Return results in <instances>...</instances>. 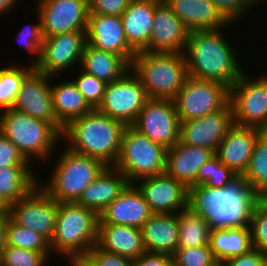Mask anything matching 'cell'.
I'll return each instance as SVG.
<instances>
[{"label":"cell","instance_id":"6da1fadb","mask_svg":"<svg viewBox=\"0 0 267 266\" xmlns=\"http://www.w3.org/2000/svg\"><path fill=\"white\" fill-rule=\"evenodd\" d=\"M257 200L241 178L221 188L188 187V207L200 214L211 229L249 226L251 210Z\"/></svg>","mask_w":267,"mask_h":266},{"label":"cell","instance_id":"7a4b0ae2","mask_svg":"<svg viewBox=\"0 0 267 266\" xmlns=\"http://www.w3.org/2000/svg\"><path fill=\"white\" fill-rule=\"evenodd\" d=\"M222 29L191 31L184 55L188 76L217 81L230 88L244 71Z\"/></svg>","mask_w":267,"mask_h":266},{"label":"cell","instance_id":"3957f363","mask_svg":"<svg viewBox=\"0 0 267 266\" xmlns=\"http://www.w3.org/2000/svg\"><path fill=\"white\" fill-rule=\"evenodd\" d=\"M126 125L93 109L64 127L62 140L70 150L114 166L120 154Z\"/></svg>","mask_w":267,"mask_h":266},{"label":"cell","instance_id":"277c9868","mask_svg":"<svg viewBox=\"0 0 267 266\" xmlns=\"http://www.w3.org/2000/svg\"><path fill=\"white\" fill-rule=\"evenodd\" d=\"M130 70L151 99L173 100L188 77L184 53L139 51Z\"/></svg>","mask_w":267,"mask_h":266},{"label":"cell","instance_id":"5b68a950","mask_svg":"<svg viewBox=\"0 0 267 266\" xmlns=\"http://www.w3.org/2000/svg\"><path fill=\"white\" fill-rule=\"evenodd\" d=\"M0 132L30 164L36 157V160H50L62 140V135L51 124L12 108L0 113Z\"/></svg>","mask_w":267,"mask_h":266},{"label":"cell","instance_id":"8992f818","mask_svg":"<svg viewBox=\"0 0 267 266\" xmlns=\"http://www.w3.org/2000/svg\"><path fill=\"white\" fill-rule=\"evenodd\" d=\"M99 215L71 202H59L50 250L65 258L88 254L97 243Z\"/></svg>","mask_w":267,"mask_h":266},{"label":"cell","instance_id":"52a82bcc","mask_svg":"<svg viewBox=\"0 0 267 266\" xmlns=\"http://www.w3.org/2000/svg\"><path fill=\"white\" fill-rule=\"evenodd\" d=\"M61 152L48 184L40 187L58 203H75L106 165L97 158L76 153L66 146Z\"/></svg>","mask_w":267,"mask_h":266},{"label":"cell","instance_id":"ba28073f","mask_svg":"<svg viewBox=\"0 0 267 266\" xmlns=\"http://www.w3.org/2000/svg\"><path fill=\"white\" fill-rule=\"evenodd\" d=\"M167 149L150 140L133 126H126L120 154L114 167L121 171L130 184L137 180L163 174Z\"/></svg>","mask_w":267,"mask_h":266},{"label":"cell","instance_id":"9c48e42d","mask_svg":"<svg viewBox=\"0 0 267 266\" xmlns=\"http://www.w3.org/2000/svg\"><path fill=\"white\" fill-rule=\"evenodd\" d=\"M234 124L267 131V75L248 77L246 71L229 88Z\"/></svg>","mask_w":267,"mask_h":266},{"label":"cell","instance_id":"30bf717a","mask_svg":"<svg viewBox=\"0 0 267 266\" xmlns=\"http://www.w3.org/2000/svg\"><path fill=\"white\" fill-rule=\"evenodd\" d=\"M173 102L181 122L197 119L223 109L229 103V88L188 76Z\"/></svg>","mask_w":267,"mask_h":266},{"label":"cell","instance_id":"8fae6325","mask_svg":"<svg viewBox=\"0 0 267 266\" xmlns=\"http://www.w3.org/2000/svg\"><path fill=\"white\" fill-rule=\"evenodd\" d=\"M148 99L139 78L129 70L120 79L107 83L96 110L126 126H132Z\"/></svg>","mask_w":267,"mask_h":266},{"label":"cell","instance_id":"7c38bea8","mask_svg":"<svg viewBox=\"0 0 267 266\" xmlns=\"http://www.w3.org/2000/svg\"><path fill=\"white\" fill-rule=\"evenodd\" d=\"M57 209L58 202L37 184L26 196L10 205L9 218L21 227L34 230L50 243Z\"/></svg>","mask_w":267,"mask_h":266},{"label":"cell","instance_id":"4fadbf2b","mask_svg":"<svg viewBox=\"0 0 267 266\" xmlns=\"http://www.w3.org/2000/svg\"><path fill=\"white\" fill-rule=\"evenodd\" d=\"M132 126L166 149L180 140L181 121L171 99L149 98Z\"/></svg>","mask_w":267,"mask_h":266},{"label":"cell","instance_id":"5bb4252c","mask_svg":"<svg viewBox=\"0 0 267 266\" xmlns=\"http://www.w3.org/2000/svg\"><path fill=\"white\" fill-rule=\"evenodd\" d=\"M36 4L44 37L86 31L88 0H38Z\"/></svg>","mask_w":267,"mask_h":266},{"label":"cell","instance_id":"9a60e30c","mask_svg":"<svg viewBox=\"0 0 267 266\" xmlns=\"http://www.w3.org/2000/svg\"><path fill=\"white\" fill-rule=\"evenodd\" d=\"M35 68L24 78L12 109L51 124L61 135L64 128L58 123L52 102L51 79Z\"/></svg>","mask_w":267,"mask_h":266},{"label":"cell","instance_id":"2e32d148","mask_svg":"<svg viewBox=\"0 0 267 266\" xmlns=\"http://www.w3.org/2000/svg\"><path fill=\"white\" fill-rule=\"evenodd\" d=\"M86 44V31H75L44 37L40 60L34 65L37 71L57 76L72 65L81 64Z\"/></svg>","mask_w":267,"mask_h":266},{"label":"cell","instance_id":"e0dca14e","mask_svg":"<svg viewBox=\"0 0 267 266\" xmlns=\"http://www.w3.org/2000/svg\"><path fill=\"white\" fill-rule=\"evenodd\" d=\"M136 182L152 214H177L188 206V188L165 173Z\"/></svg>","mask_w":267,"mask_h":266},{"label":"cell","instance_id":"ac0fdd59","mask_svg":"<svg viewBox=\"0 0 267 266\" xmlns=\"http://www.w3.org/2000/svg\"><path fill=\"white\" fill-rule=\"evenodd\" d=\"M233 125V111L228 103L213 114L181 122L180 141L186 145L209 148L216 153L219 144Z\"/></svg>","mask_w":267,"mask_h":266},{"label":"cell","instance_id":"d6986e66","mask_svg":"<svg viewBox=\"0 0 267 266\" xmlns=\"http://www.w3.org/2000/svg\"><path fill=\"white\" fill-rule=\"evenodd\" d=\"M86 43L97 49L121 56L129 65L136 52L127 42L121 16H107L89 12Z\"/></svg>","mask_w":267,"mask_h":266},{"label":"cell","instance_id":"ffe728a7","mask_svg":"<svg viewBox=\"0 0 267 266\" xmlns=\"http://www.w3.org/2000/svg\"><path fill=\"white\" fill-rule=\"evenodd\" d=\"M189 33L165 0H156L151 38L143 51L184 53Z\"/></svg>","mask_w":267,"mask_h":266},{"label":"cell","instance_id":"44dd1931","mask_svg":"<svg viewBox=\"0 0 267 266\" xmlns=\"http://www.w3.org/2000/svg\"><path fill=\"white\" fill-rule=\"evenodd\" d=\"M264 131L256 127L233 125L219 144L220 162L241 177L249 164L256 140Z\"/></svg>","mask_w":267,"mask_h":266},{"label":"cell","instance_id":"7402d4cb","mask_svg":"<svg viewBox=\"0 0 267 266\" xmlns=\"http://www.w3.org/2000/svg\"><path fill=\"white\" fill-rule=\"evenodd\" d=\"M149 205L134 184L126 189L99 215V224L142 228L152 216Z\"/></svg>","mask_w":267,"mask_h":266},{"label":"cell","instance_id":"603a6c76","mask_svg":"<svg viewBox=\"0 0 267 266\" xmlns=\"http://www.w3.org/2000/svg\"><path fill=\"white\" fill-rule=\"evenodd\" d=\"M127 177L114 166H106L75 202L100 215L126 189Z\"/></svg>","mask_w":267,"mask_h":266},{"label":"cell","instance_id":"cb8c5ba5","mask_svg":"<svg viewBox=\"0 0 267 266\" xmlns=\"http://www.w3.org/2000/svg\"><path fill=\"white\" fill-rule=\"evenodd\" d=\"M214 155L215 152L209 148L186 145L179 140L166 151L164 173L188 188L199 169Z\"/></svg>","mask_w":267,"mask_h":266},{"label":"cell","instance_id":"d4e9b609","mask_svg":"<svg viewBox=\"0 0 267 266\" xmlns=\"http://www.w3.org/2000/svg\"><path fill=\"white\" fill-rule=\"evenodd\" d=\"M165 2L190 32L214 30L231 24L211 0H165Z\"/></svg>","mask_w":267,"mask_h":266},{"label":"cell","instance_id":"484cf974","mask_svg":"<svg viewBox=\"0 0 267 266\" xmlns=\"http://www.w3.org/2000/svg\"><path fill=\"white\" fill-rule=\"evenodd\" d=\"M155 9L156 0H130L121 15L127 42L135 52L143 51L149 44Z\"/></svg>","mask_w":267,"mask_h":266},{"label":"cell","instance_id":"4316f807","mask_svg":"<svg viewBox=\"0 0 267 266\" xmlns=\"http://www.w3.org/2000/svg\"><path fill=\"white\" fill-rule=\"evenodd\" d=\"M141 230L146 252L172 255L178 249L177 214H153Z\"/></svg>","mask_w":267,"mask_h":266},{"label":"cell","instance_id":"83f0119b","mask_svg":"<svg viewBox=\"0 0 267 266\" xmlns=\"http://www.w3.org/2000/svg\"><path fill=\"white\" fill-rule=\"evenodd\" d=\"M96 244L108 252L131 260L146 252L142 230L133 226L98 224Z\"/></svg>","mask_w":267,"mask_h":266},{"label":"cell","instance_id":"f1b7e54d","mask_svg":"<svg viewBox=\"0 0 267 266\" xmlns=\"http://www.w3.org/2000/svg\"><path fill=\"white\" fill-rule=\"evenodd\" d=\"M53 110L58 123L64 128L72 120L93 110L73 80L68 79L51 86Z\"/></svg>","mask_w":267,"mask_h":266},{"label":"cell","instance_id":"f546056e","mask_svg":"<svg viewBox=\"0 0 267 266\" xmlns=\"http://www.w3.org/2000/svg\"><path fill=\"white\" fill-rule=\"evenodd\" d=\"M80 66L86 73L106 83L120 79L130 70V65L121 56L97 49L87 43L83 49Z\"/></svg>","mask_w":267,"mask_h":266},{"label":"cell","instance_id":"4dcf8cb0","mask_svg":"<svg viewBox=\"0 0 267 266\" xmlns=\"http://www.w3.org/2000/svg\"><path fill=\"white\" fill-rule=\"evenodd\" d=\"M209 245L217 262L221 264L228 258L242 255L253 247L250 228L241 226L212 229Z\"/></svg>","mask_w":267,"mask_h":266},{"label":"cell","instance_id":"1f68e13d","mask_svg":"<svg viewBox=\"0 0 267 266\" xmlns=\"http://www.w3.org/2000/svg\"><path fill=\"white\" fill-rule=\"evenodd\" d=\"M32 172L31 166L0 168V195L9 205L26 196L37 184H40Z\"/></svg>","mask_w":267,"mask_h":266},{"label":"cell","instance_id":"d6a6232c","mask_svg":"<svg viewBox=\"0 0 267 266\" xmlns=\"http://www.w3.org/2000/svg\"><path fill=\"white\" fill-rule=\"evenodd\" d=\"M240 178L258 199H267V131L256 140L249 164Z\"/></svg>","mask_w":267,"mask_h":266},{"label":"cell","instance_id":"836d02e7","mask_svg":"<svg viewBox=\"0 0 267 266\" xmlns=\"http://www.w3.org/2000/svg\"><path fill=\"white\" fill-rule=\"evenodd\" d=\"M179 224L178 249L196 248L210 243V224L190 207L177 213Z\"/></svg>","mask_w":267,"mask_h":266},{"label":"cell","instance_id":"e575fe53","mask_svg":"<svg viewBox=\"0 0 267 266\" xmlns=\"http://www.w3.org/2000/svg\"><path fill=\"white\" fill-rule=\"evenodd\" d=\"M240 177L220 162L215 154L199 169L194 182L189 187L206 185L208 188L230 186Z\"/></svg>","mask_w":267,"mask_h":266},{"label":"cell","instance_id":"d590c367","mask_svg":"<svg viewBox=\"0 0 267 266\" xmlns=\"http://www.w3.org/2000/svg\"><path fill=\"white\" fill-rule=\"evenodd\" d=\"M34 69L31 64L27 67L9 66L0 69V109H11L14 106L17 93L24 78Z\"/></svg>","mask_w":267,"mask_h":266},{"label":"cell","instance_id":"8d00e7d4","mask_svg":"<svg viewBox=\"0 0 267 266\" xmlns=\"http://www.w3.org/2000/svg\"><path fill=\"white\" fill-rule=\"evenodd\" d=\"M6 245L38 252H51L49 242L34 230L14 223L10 218L6 225Z\"/></svg>","mask_w":267,"mask_h":266},{"label":"cell","instance_id":"74e56055","mask_svg":"<svg viewBox=\"0 0 267 266\" xmlns=\"http://www.w3.org/2000/svg\"><path fill=\"white\" fill-rule=\"evenodd\" d=\"M50 253L52 252H38L5 244L0 266H45L49 262Z\"/></svg>","mask_w":267,"mask_h":266},{"label":"cell","instance_id":"f35d334b","mask_svg":"<svg viewBox=\"0 0 267 266\" xmlns=\"http://www.w3.org/2000/svg\"><path fill=\"white\" fill-rule=\"evenodd\" d=\"M249 228L252 246L267 252V199H258L254 204L250 214Z\"/></svg>","mask_w":267,"mask_h":266},{"label":"cell","instance_id":"ab89813d","mask_svg":"<svg viewBox=\"0 0 267 266\" xmlns=\"http://www.w3.org/2000/svg\"><path fill=\"white\" fill-rule=\"evenodd\" d=\"M171 256L175 266H220L210 245L176 249Z\"/></svg>","mask_w":267,"mask_h":266},{"label":"cell","instance_id":"60d3db41","mask_svg":"<svg viewBox=\"0 0 267 266\" xmlns=\"http://www.w3.org/2000/svg\"><path fill=\"white\" fill-rule=\"evenodd\" d=\"M79 75L73 79L79 92L83 95L87 103L96 109L102 101L107 83L94 75L88 74L80 69Z\"/></svg>","mask_w":267,"mask_h":266},{"label":"cell","instance_id":"b9f144b4","mask_svg":"<svg viewBox=\"0 0 267 266\" xmlns=\"http://www.w3.org/2000/svg\"><path fill=\"white\" fill-rule=\"evenodd\" d=\"M38 22L36 24H30V26H26L23 30L19 31L18 41H20V45L24 44V47L31 54H37V58L32 62L34 66L39 60L41 56V48L44 42V35L41 26V19L39 13H37Z\"/></svg>","mask_w":267,"mask_h":266},{"label":"cell","instance_id":"7bdbcfd3","mask_svg":"<svg viewBox=\"0 0 267 266\" xmlns=\"http://www.w3.org/2000/svg\"><path fill=\"white\" fill-rule=\"evenodd\" d=\"M18 148L0 132V168L5 166H30Z\"/></svg>","mask_w":267,"mask_h":266},{"label":"cell","instance_id":"ee69618b","mask_svg":"<svg viewBox=\"0 0 267 266\" xmlns=\"http://www.w3.org/2000/svg\"><path fill=\"white\" fill-rule=\"evenodd\" d=\"M217 10L228 21L234 24V21H238L243 13H247L251 8L245 0H211Z\"/></svg>","mask_w":267,"mask_h":266},{"label":"cell","instance_id":"f6af8a7d","mask_svg":"<svg viewBox=\"0 0 267 266\" xmlns=\"http://www.w3.org/2000/svg\"><path fill=\"white\" fill-rule=\"evenodd\" d=\"M130 0H88L89 12L107 16H121Z\"/></svg>","mask_w":267,"mask_h":266},{"label":"cell","instance_id":"bcb514c9","mask_svg":"<svg viewBox=\"0 0 267 266\" xmlns=\"http://www.w3.org/2000/svg\"><path fill=\"white\" fill-rule=\"evenodd\" d=\"M220 266H267V252L252 247L242 255L228 258Z\"/></svg>","mask_w":267,"mask_h":266},{"label":"cell","instance_id":"7dc6e473","mask_svg":"<svg viewBox=\"0 0 267 266\" xmlns=\"http://www.w3.org/2000/svg\"><path fill=\"white\" fill-rule=\"evenodd\" d=\"M89 254L96 260L99 266H134L133 260L100 248L95 244Z\"/></svg>","mask_w":267,"mask_h":266},{"label":"cell","instance_id":"c3c4849f","mask_svg":"<svg viewBox=\"0 0 267 266\" xmlns=\"http://www.w3.org/2000/svg\"><path fill=\"white\" fill-rule=\"evenodd\" d=\"M134 266H175L171 255L145 252L133 260Z\"/></svg>","mask_w":267,"mask_h":266},{"label":"cell","instance_id":"681fc988","mask_svg":"<svg viewBox=\"0 0 267 266\" xmlns=\"http://www.w3.org/2000/svg\"><path fill=\"white\" fill-rule=\"evenodd\" d=\"M67 259L71 262V266H99L89 253L76 254Z\"/></svg>","mask_w":267,"mask_h":266},{"label":"cell","instance_id":"f907efd6","mask_svg":"<svg viewBox=\"0 0 267 266\" xmlns=\"http://www.w3.org/2000/svg\"><path fill=\"white\" fill-rule=\"evenodd\" d=\"M9 219V213H0V256L2 249L6 244V225Z\"/></svg>","mask_w":267,"mask_h":266},{"label":"cell","instance_id":"816d5d0a","mask_svg":"<svg viewBox=\"0 0 267 266\" xmlns=\"http://www.w3.org/2000/svg\"><path fill=\"white\" fill-rule=\"evenodd\" d=\"M17 1L18 0H0V14L7 13L8 11L10 12V10L14 8Z\"/></svg>","mask_w":267,"mask_h":266},{"label":"cell","instance_id":"f5cc1de1","mask_svg":"<svg viewBox=\"0 0 267 266\" xmlns=\"http://www.w3.org/2000/svg\"><path fill=\"white\" fill-rule=\"evenodd\" d=\"M10 205L0 195V213H9Z\"/></svg>","mask_w":267,"mask_h":266},{"label":"cell","instance_id":"db71d44e","mask_svg":"<svg viewBox=\"0 0 267 266\" xmlns=\"http://www.w3.org/2000/svg\"><path fill=\"white\" fill-rule=\"evenodd\" d=\"M264 1V0H263ZM262 0H245V2L251 7L253 8V6H256L255 4L258 2H263Z\"/></svg>","mask_w":267,"mask_h":266}]
</instances>
